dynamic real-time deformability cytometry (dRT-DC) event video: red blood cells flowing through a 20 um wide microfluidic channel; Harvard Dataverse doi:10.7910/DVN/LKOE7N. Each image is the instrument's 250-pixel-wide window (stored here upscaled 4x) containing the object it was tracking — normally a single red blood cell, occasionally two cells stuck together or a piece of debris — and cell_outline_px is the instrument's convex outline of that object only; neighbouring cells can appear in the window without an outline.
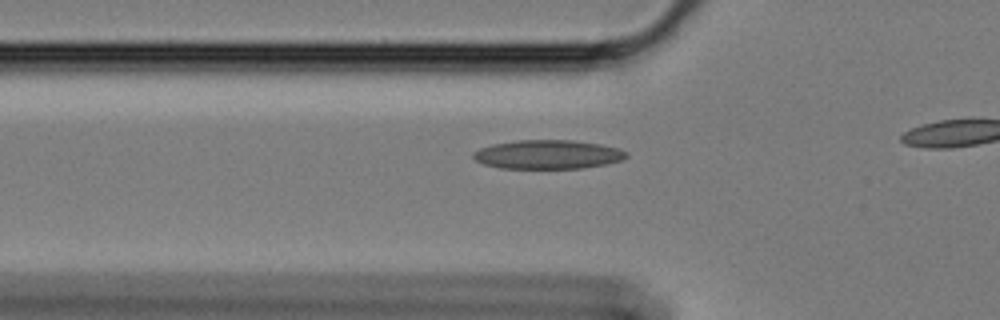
{"species": "Egyptian fruit bat (a non-hibernating species)", "species_latin": "Rousettus aegyptiacus", "temperature_condition": "cold", "stored_images_in_passage": 21, "camera_frame_rate_fps": 3000, "um_per_image_px": 0.085, "animal": {"sex": "female"}, "frame": {"image": 1, "passage_image": 15, "time_ms": 4.667, "image_size_px": [1000, 320], "cell_outline_px": [[628, 156], [620, 160], [604, 164], [580, 168], [500, 168], [484, 164], [476, 160], [472, 156], [472, 152], [480, 148], [492, 144], [516, 140], [572, 140], [600, 144], [620, 148], [628, 152]], "centroid_in_image_um": [46.55, 13.12], "position_along_channel_um": 79.2, "area_um2": 25.78}}
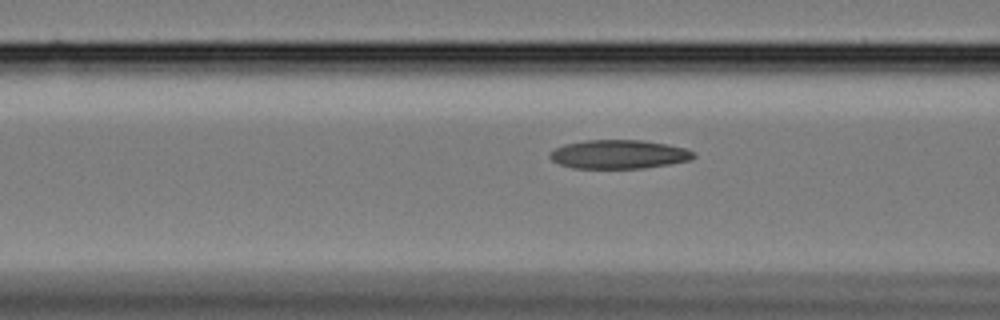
{"frame": {"image": 2, "passage_image": 18, "time_ms": 5.667, "image_size_px": [1000, 320], "cell_outline_px": [[696, 156], [688, 160], [668, 164], [644, 168], [572, 168], [560, 164], [552, 160], [548, 156], [556, 148], [564, 144], [588, 140], [644, 140], [668, 144], [688, 148], [696, 152]], "centroid_in_image_um": [52.64, 13.11], "position_along_channel_um": 114.0, "area_um2": 24.16}}